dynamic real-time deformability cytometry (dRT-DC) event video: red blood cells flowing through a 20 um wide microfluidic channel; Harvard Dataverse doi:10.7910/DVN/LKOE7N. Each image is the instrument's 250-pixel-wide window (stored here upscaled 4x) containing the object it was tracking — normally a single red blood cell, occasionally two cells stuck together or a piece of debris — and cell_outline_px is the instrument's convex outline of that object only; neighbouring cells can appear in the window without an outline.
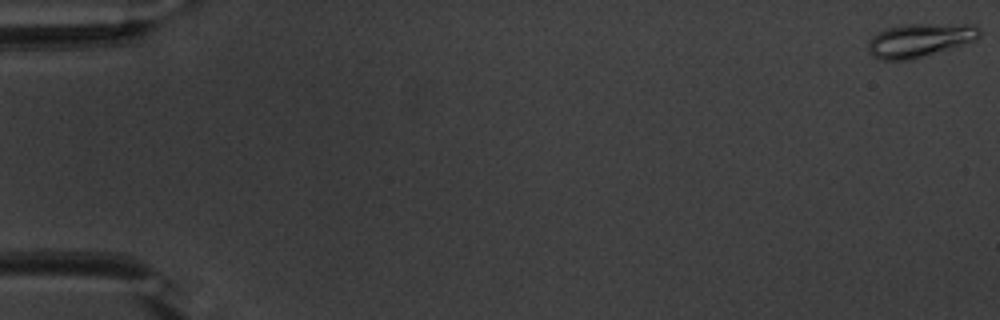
{"species": "common noctule bat (a hibernating species)", "species_latin": "Nyctalus noctula", "temperature_condition": "warm", "stored_images_in_passage": 50, "camera_frame_rate_fps": 3000, "um_per_image_px": 0.085, "animal": {"sex": "male", "body_mass_g": 20.1, "forearm_length_mm": 53.5}, "frame": {"image": 1, "passage_image": 1, "time_ms": 0.0, "image_size_px": [1000, 320], "cell_outline_px": [[980, 36], [976, 40], [952, 48], [908, 60], [880, 60], [872, 56], [868, 52], [868, 40], [872, 36], [888, 28], [900, 24], [976, 24], [980, 28]], "centroid_in_image_um": [78.18, 3.41], "position_along_channel_um": 6.8, "area_um2": 21.96}}
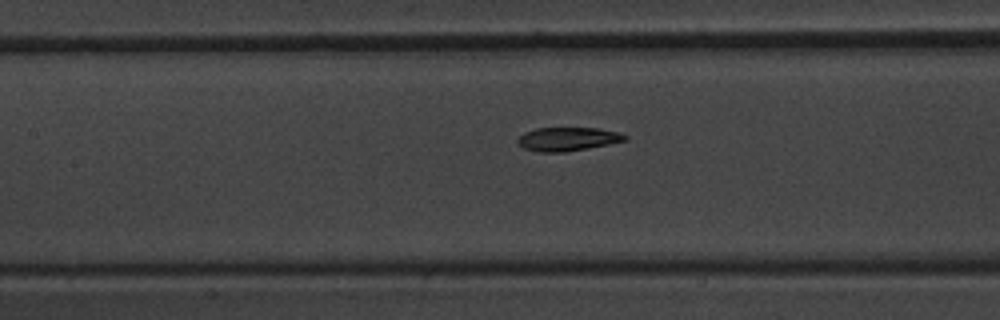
{"frame": {"image": 2, "passage_image": 26, "time_ms": 8.333, "image_size_px": [1000, 320], "cell_outline_px": [[628, 140], [588, 148], [564, 152], [536, 152], [524, 148], [516, 144], [516, 140], [524, 132], [536, 128], [600, 128], [620, 132], [628, 136]], "centroid_in_image_um": [48.24, 11.82], "position_along_channel_um": 159.2, "area_um2": 14.97}}
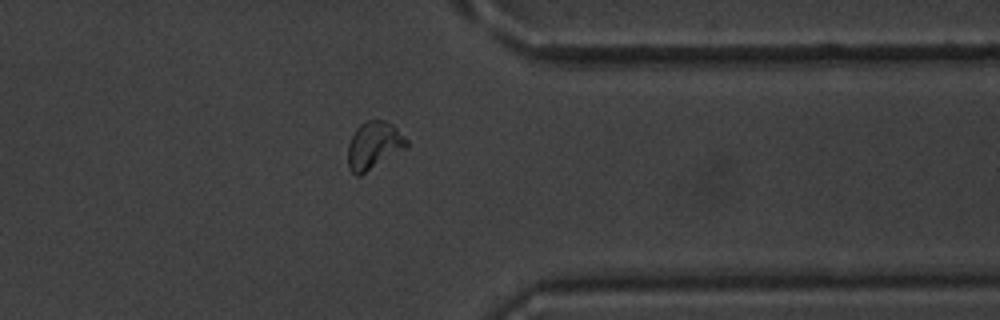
{"frame": {"image": 3, "passage_image": 44, "time_ms": 14.333, "image_size_px": [1000, 320], "cell_outline_px": [[408, 148], [360, 176], [356, 176], [348, 168], [348, 144], [356, 128], [360, 124], [368, 120], [384, 120], [392, 124], [408, 140]], "centroid_in_image_um": [31.79, 12.38], "position_along_channel_um": 379.6, "area_um2": 16.47}}